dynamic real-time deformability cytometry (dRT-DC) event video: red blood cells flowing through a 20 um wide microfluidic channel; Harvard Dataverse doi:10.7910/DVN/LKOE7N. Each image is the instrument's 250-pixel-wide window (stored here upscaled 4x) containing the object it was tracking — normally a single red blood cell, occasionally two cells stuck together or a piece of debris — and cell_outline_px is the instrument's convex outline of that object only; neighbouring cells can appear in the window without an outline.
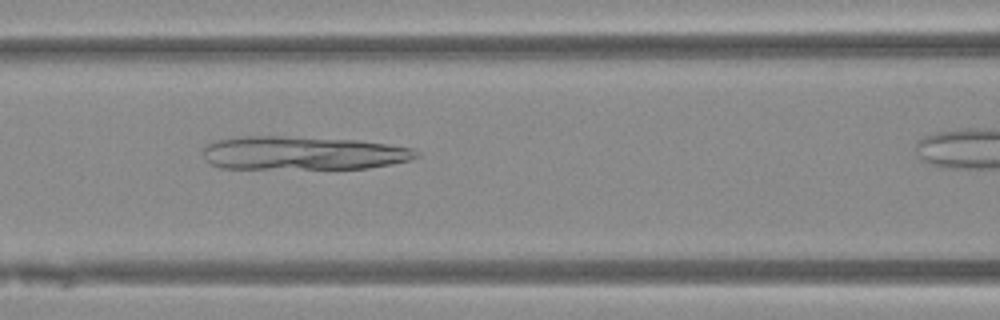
{"species": "Egyptian fruit bat (a non-hibernating species)", "species_latin": "Rousettus aegyptiacus", "temperature_condition": "warm", "stored_images_in_passage": 27, "camera_frame_rate_fps": 3000, "um_per_image_px": 0.085, "animal": {"sex": "female"}, "frame": {"image": 1, "passage_image": 8, "time_ms": 2.333, "image_size_px": [1000, 320], "cell_outline_px": [[420, 156], [408, 160], [368, 168], [220, 168], [212, 164], [204, 156], [204, 144], [216, 140], [240, 136], [284, 136], [356, 140], [388, 144], [412, 148]], "centroid_in_image_um": [25.7, 13.0], "position_along_channel_um": 140.9, "area_um2": 41.38}}
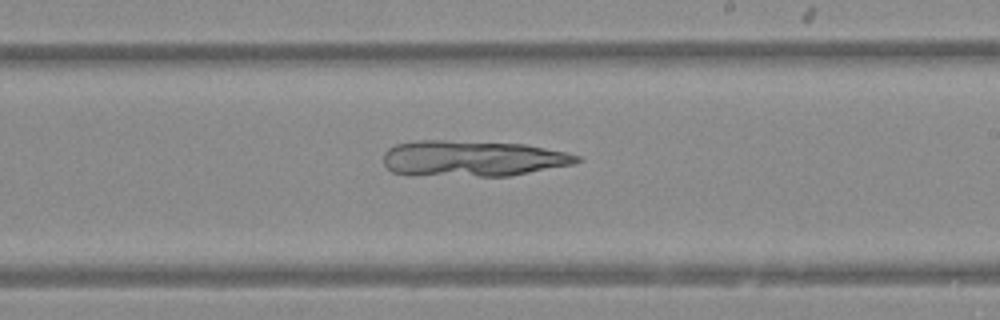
{"frame": {"image": 2, "passage_image": 16, "time_ms": 5.0, "image_size_px": [1000, 320], "cell_outline_px": [[580, 160], [572, 164], [508, 176], [412, 176], [392, 172], [384, 164], [384, 152], [388, 148], [396, 144], [416, 140], [444, 140], [524, 144], [564, 152], [580, 156]], "centroid_in_image_um": [40.07, 13.48], "position_along_channel_um": 248.9, "area_um2": 40.63}}
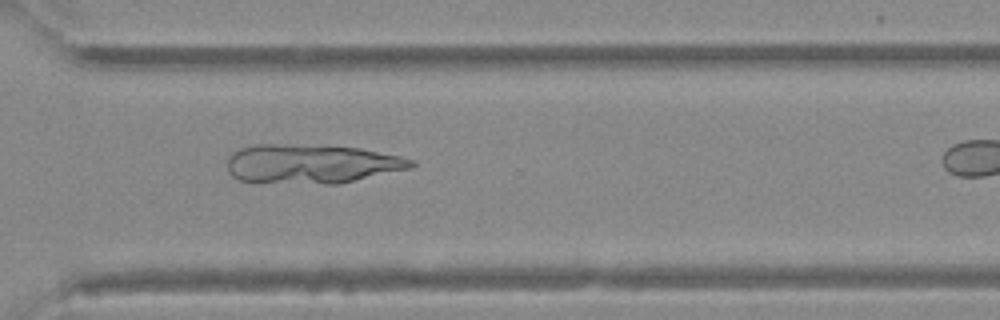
{"frame": {"image": 3, "passage_image": 23, "time_ms": 7.333, "image_size_px": [1000, 320], "cell_outline_px": [[416, 164], [412, 168], [340, 184], [324, 184], [240, 180], [232, 176], [228, 172], [228, 156], [240, 148], [256, 144], [284, 144], [360, 148], [400, 156], [412, 160]], "centroid_in_image_um": [26.5, 13.93], "position_along_channel_um": 344.1, "area_um2": 41.73}}